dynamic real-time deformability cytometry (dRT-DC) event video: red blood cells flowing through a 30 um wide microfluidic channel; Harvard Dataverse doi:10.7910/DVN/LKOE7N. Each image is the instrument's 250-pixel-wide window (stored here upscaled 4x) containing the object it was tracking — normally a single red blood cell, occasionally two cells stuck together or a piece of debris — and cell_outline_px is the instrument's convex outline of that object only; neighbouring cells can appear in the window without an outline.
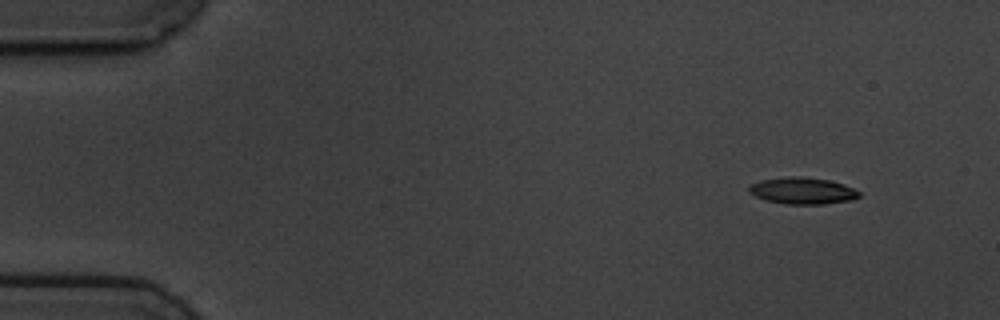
{"species": "common noctule bat (a hibernating species)", "species_latin": "Nyctalus noctula", "temperature_condition": "cold", "stored_images_in_passage": 4, "camera_frame_rate_fps": 3000, "um_per_image_px": 0.085, "animal": {"sex": "male", "body_mass_g": 19.5, "forearm_length_mm": 54.6}, "frame": {"image": 1, "passage_image": 1, "time_ms": 0.0, "image_size_px": [1000, 320], "cell_outline_px": [[860, 196], [852, 200], [824, 204], [788, 204], [764, 200], [748, 192], [748, 188], [752, 184], [760, 180], [788, 176], [800, 176], [828, 180], [844, 184], [860, 192]], "centroid_in_image_um": [68.2, 16.21], "position_along_channel_um": 16.8, "area_um2": 17.11}}
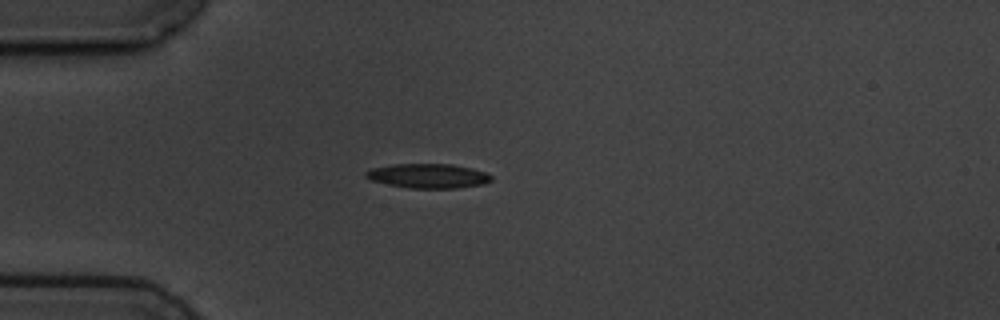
{"frame": {"image": 2, "passage_image": 4, "time_ms": 3.333, "image_size_px": [1000, 320], "cell_outline_px": [[492, 180], [484, 184], [456, 188], [408, 188], [388, 184], [372, 180], [364, 176], [364, 172], [372, 168], [392, 164], [452, 164], [472, 168], [484, 172], [492, 176]], "centroid_in_image_um": [36.39, 14.95], "position_along_channel_um": 48.6, "area_um2": 17.86}}